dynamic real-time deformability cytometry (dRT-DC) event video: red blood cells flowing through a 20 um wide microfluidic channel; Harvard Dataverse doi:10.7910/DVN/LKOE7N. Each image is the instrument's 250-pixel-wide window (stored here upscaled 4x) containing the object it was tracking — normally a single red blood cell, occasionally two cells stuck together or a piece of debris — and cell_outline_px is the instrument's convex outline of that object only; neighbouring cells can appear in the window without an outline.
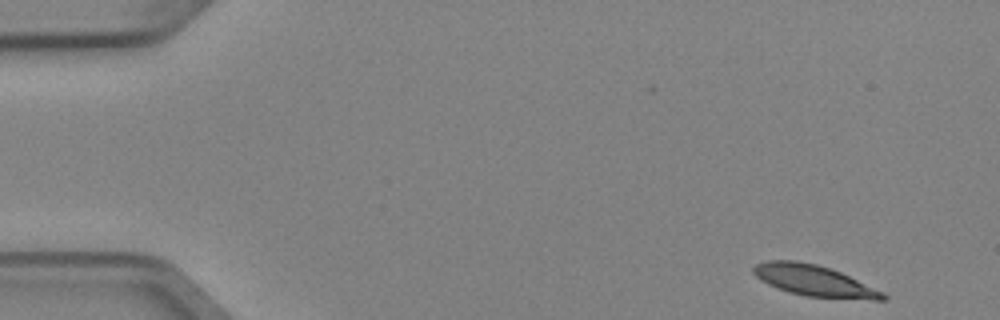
{"species": "Egyptian fruit bat (a non-hibernating species)", "species_latin": "Rousettus aegyptiacus", "temperature_condition": "cold", "stored_images_in_passage": 3, "camera_frame_rate_fps": 3000, "um_per_image_px": 0.085, "animal": {"sex": "female"}, "frame": {"image": 1, "passage_image": 1, "time_ms": 0.0, "image_size_px": [1000, 320], "cell_outline_px": [[888, 300], [872, 300], [804, 296], [768, 284], [760, 280], [752, 272], [752, 268], [756, 264], [764, 260], [796, 260], [816, 264], [840, 272], [884, 292], [888, 296]], "centroid_in_image_um": [69.21, 23.85], "position_along_channel_um": 15.8, "area_um2": 23.35}}